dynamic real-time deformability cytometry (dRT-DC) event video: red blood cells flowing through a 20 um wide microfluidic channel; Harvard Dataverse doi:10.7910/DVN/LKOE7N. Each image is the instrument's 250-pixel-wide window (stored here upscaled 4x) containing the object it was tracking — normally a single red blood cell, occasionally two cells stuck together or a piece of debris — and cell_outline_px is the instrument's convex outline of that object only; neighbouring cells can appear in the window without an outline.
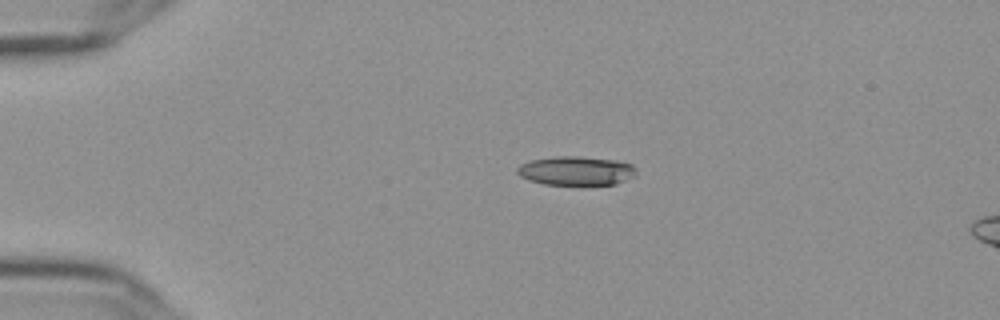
{"species": "Egyptian fruit bat (a non-hibernating species)", "species_latin": "Rousettus aegyptiacus", "temperature_condition": "cold", "stored_images_in_passage": 44, "camera_frame_rate_fps": 3000, "um_per_image_px": 0.085, "frame": {"image": 1, "passage_image": 1, "time_ms": 0.0, "image_size_px": [1000, 320], "cell_outline_px": [[636, 176], [616, 184], [544, 184], [528, 180], [520, 176], [516, 172], [516, 168], [520, 164], [532, 160], [556, 156], [576, 156], [616, 160], [632, 164], [636, 172]], "centroid_in_image_um": [48.96, 14.51], "position_along_channel_um": 36.0, "area_um2": 20.06}}
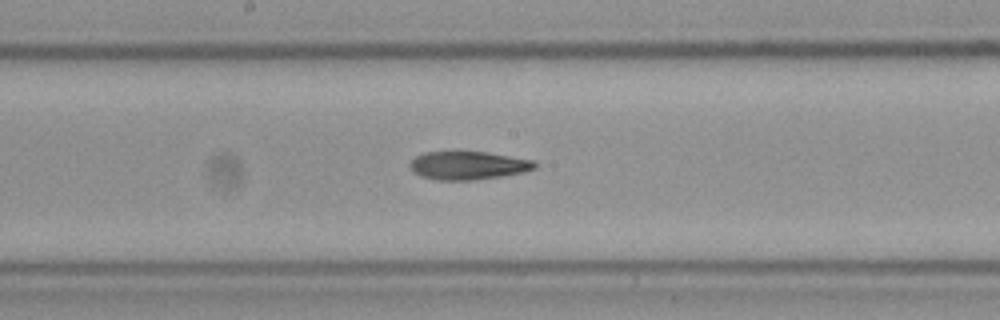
{"frame": {"image": 2, "passage_image": 19, "time_ms": 6.0, "image_size_px": [1000, 320], "cell_outline_px": [[536, 168], [524, 172], [500, 176], [472, 180], [440, 180], [420, 176], [408, 164], [416, 156], [424, 152], [484, 152], [532, 160], [536, 164]], "centroid_in_image_um": [39.78, 14.06], "position_along_channel_um": 208.4, "area_um2": 20.17}}
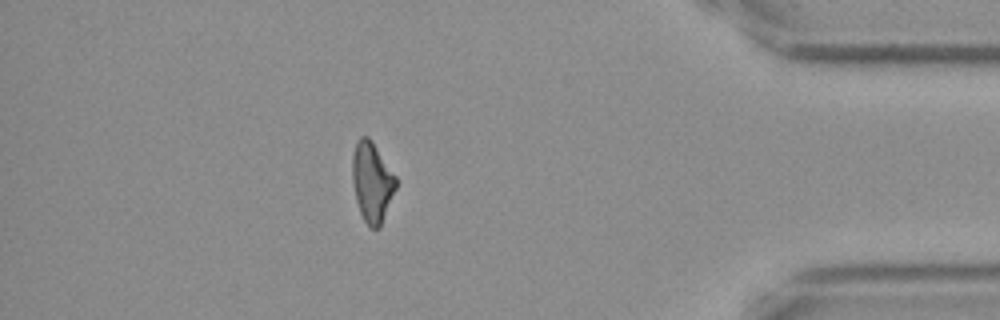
{"frame": {"image": 3, "passage_image": 38, "time_ms": 12.333, "image_size_px": [1000, 320], "cell_outline_px": [[396, 188], [380, 228], [368, 228], [360, 212], [356, 200], [352, 180], [352, 156], [356, 140], [360, 136], [368, 136], [372, 140], [396, 176]], "centroid_in_image_um": [31.61, 15.46], "position_along_channel_um": 403.6, "area_um2": 20.46}}